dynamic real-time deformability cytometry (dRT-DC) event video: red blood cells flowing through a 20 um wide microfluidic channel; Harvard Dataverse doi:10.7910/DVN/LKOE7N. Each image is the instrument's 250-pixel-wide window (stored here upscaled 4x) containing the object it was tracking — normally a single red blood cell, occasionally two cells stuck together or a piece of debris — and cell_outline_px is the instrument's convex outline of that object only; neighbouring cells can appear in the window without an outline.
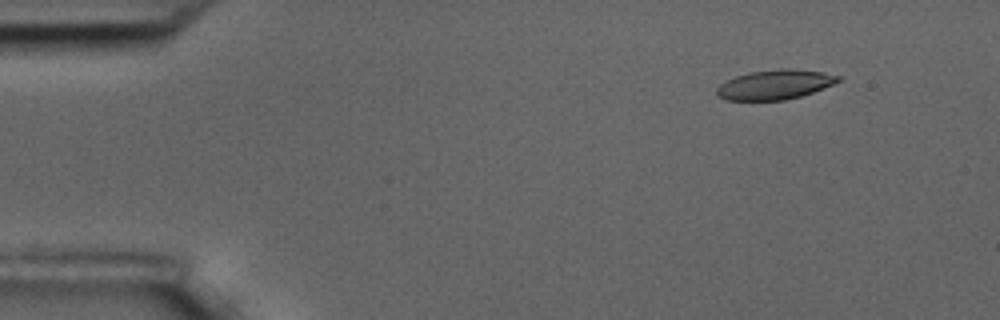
{"species": "common noctule bat (a hibernating species)", "species_latin": "Nyctalus noctula", "temperature_condition": "room temperature", "stored_images_in_passage": 4, "camera_frame_rate_fps": 3000, "um_per_image_px": 0.085, "animal": {"sex": "male", "body_mass_g": 17.5, "forearm_length_mm": 52.3}, "frame": {"image": 1, "passage_image": 1, "time_ms": 0.0, "image_size_px": [1000, 320], "cell_outline_px": [[840, 80], [832, 84], [812, 92], [800, 96], [784, 100], [724, 100], [716, 92], [716, 88], [720, 84], [736, 76], [748, 72], [784, 68], [792, 68], [824, 72], [840, 76]], "centroid_in_image_um": [65.85, 7.18], "position_along_channel_um": 19.1, "area_um2": 20.81}}
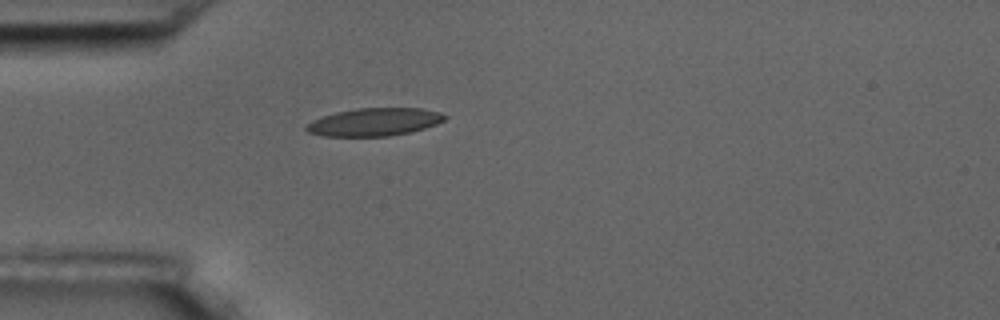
{"frame": {"image": 2, "passage_image": 4, "time_ms": 3.333, "image_size_px": [1000, 320], "cell_outline_px": [[448, 116], [444, 120], [436, 124], [412, 132], [388, 136], [324, 136], [308, 132], [304, 128], [312, 120], [336, 112], [356, 108], [420, 108], [440, 112]], "centroid_in_image_um": [31.83, 10.37], "position_along_channel_um": 53.2, "area_um2": 22.43}}